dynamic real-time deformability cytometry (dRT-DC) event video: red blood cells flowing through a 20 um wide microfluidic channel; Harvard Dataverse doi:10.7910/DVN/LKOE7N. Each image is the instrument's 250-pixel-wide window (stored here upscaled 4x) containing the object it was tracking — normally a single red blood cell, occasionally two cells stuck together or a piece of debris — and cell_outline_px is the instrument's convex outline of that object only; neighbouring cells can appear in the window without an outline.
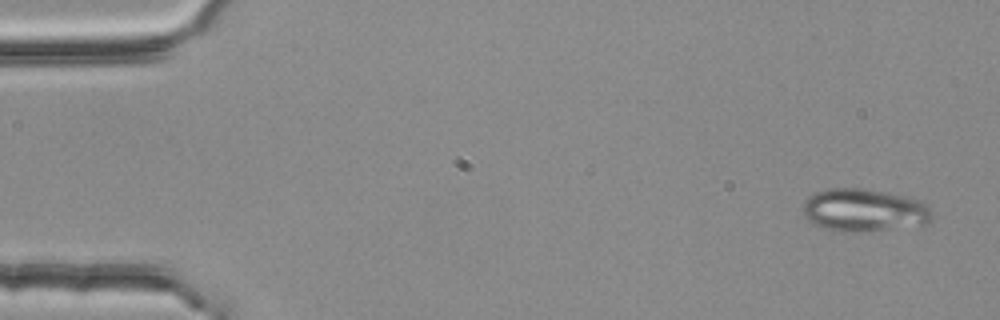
{"species": "common noctule bat (a hibernating species)", "species_latin": "Nyctalus noctula", "temperature_condition": "room temperature", "stored_images_in_passage": 5, "camera_frame_rate_fps": 3000, "um_per_image_px": 0.085, "animal": {"sex": "female", "body_mass_g": 25.1}, "frame": {"image": 1, "passage_image": 1, "time_ms": 0.0, "image_size_px": [1000, 320], "cell_outline_px": [[932, 220], [924, 224], [864, 232], [840, 232], [824, 228], [812, 224], [804, 216], [804, 200], [808, 196], [816, 192], [828, 188], [860, 188], [888, 192], [912, 196], [924, 200], [932, 212]], "centroid_in_image_um": [73.47, 17.86], "position_along_channel_um": 11.5, "area_um2": 32.77}}